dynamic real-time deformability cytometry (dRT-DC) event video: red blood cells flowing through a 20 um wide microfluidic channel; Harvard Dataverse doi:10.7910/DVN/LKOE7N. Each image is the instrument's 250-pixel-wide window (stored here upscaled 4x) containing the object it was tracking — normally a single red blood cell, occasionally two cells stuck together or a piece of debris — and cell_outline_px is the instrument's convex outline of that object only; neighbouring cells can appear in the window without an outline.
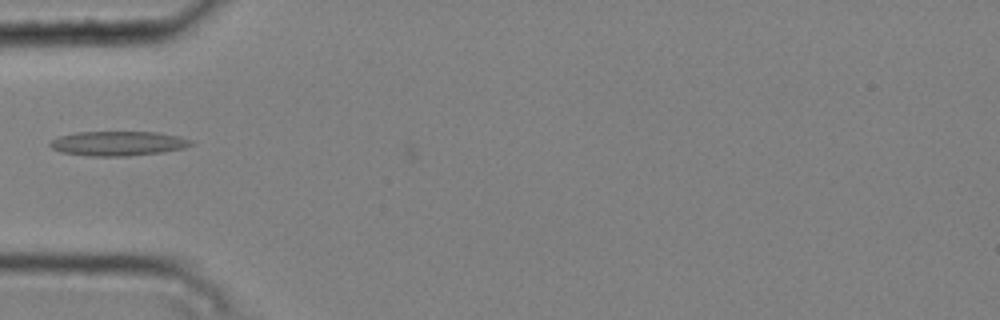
{"species": "common noctule bat (a hibernating species)", "species_latin": "Nyctalus noctula", "temperature_condition": "cold", "stored_images_in_passage": 7, "camera_frame_rate_fps": 3000, "um_per_image_px": 0.085, "animal": {"sex": "male", "body_mass_g": 20.4}, "frame": {"image": 1, "passage_image": 6, "time_ms": 1.667, "image_size_px": [1000, 320], "cell_outline_px": [[196, 144], [184, 148], [164, 152], [128, 156], [88, 156], [60, 152], [52, 148], [48, 144], [52, 140], [60, 136], [76, 132], [156, 132], [180, 136], [192, 140]], "centroid_in_image_um": [10.08, 12.19], "position_along_channel_um": 74.9, "area_um2": 20.35}}
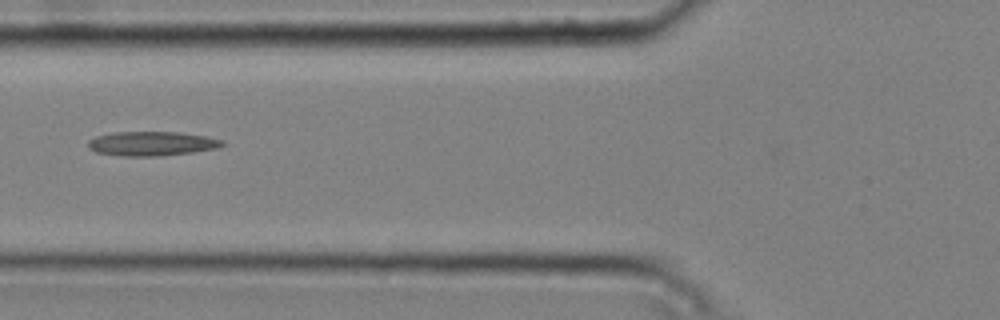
{"frame": {"image": 2, "passage_image": 7, "time_ms": 2.0, "image_size_px": [1000, 320], "cell_outline_px": [[228, 144], [216, 148], [192, 152], [160, 156], [124, 156], [96, 152], [88, 148], [88, 140], [96, 136], [112, 132], [180, 132], [208, 136], [224, 140]], "centroid_in_image_um": [12.93, 12.2], "position_along_channel_um": 112.9, "area_um2": 19.19}}